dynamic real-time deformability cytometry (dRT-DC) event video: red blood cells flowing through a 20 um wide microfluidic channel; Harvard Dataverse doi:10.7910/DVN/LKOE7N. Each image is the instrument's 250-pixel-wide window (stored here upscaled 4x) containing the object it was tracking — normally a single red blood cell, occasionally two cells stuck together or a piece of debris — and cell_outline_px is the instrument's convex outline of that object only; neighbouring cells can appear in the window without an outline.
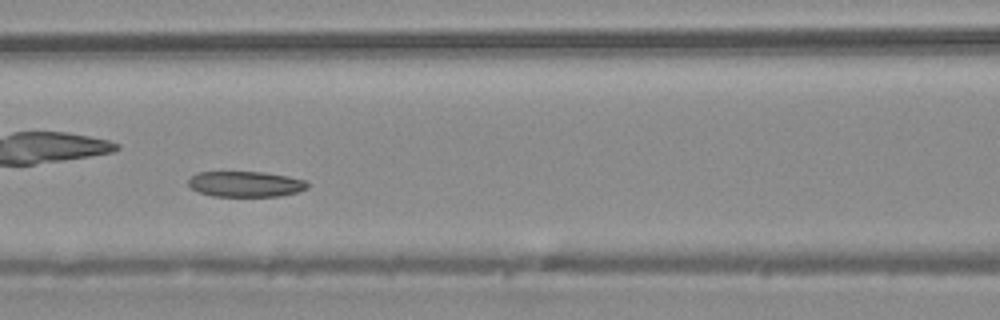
{"species": "common noctule bat (a hibernating species)", "species_latin": "Nyctalus noctula", "temperature_condition": "warm", "stored_images_in_passage": 49, "camera_frame_rate_fps": 3000, "um_per_image_px": 0.085, "animal": {"sex": "male", "body_mass_g": 20.4}, "frame": {"image": 1, "passage_image": 22, "time_ms": 7.0, "image_size_px": [1000, 320], "cell_outline_px": [[308, 188], [296, 192], [280, 196], [212, 196], [200, 192], [192, 188], [188, 184], [188, 180], [196, 172], [264, 172], [288, 176], [308, 180]], "centroid_in_image_um": [20.9, 15.64], "position_along_channel_um": 145.7, "area_um2": 17.8}}
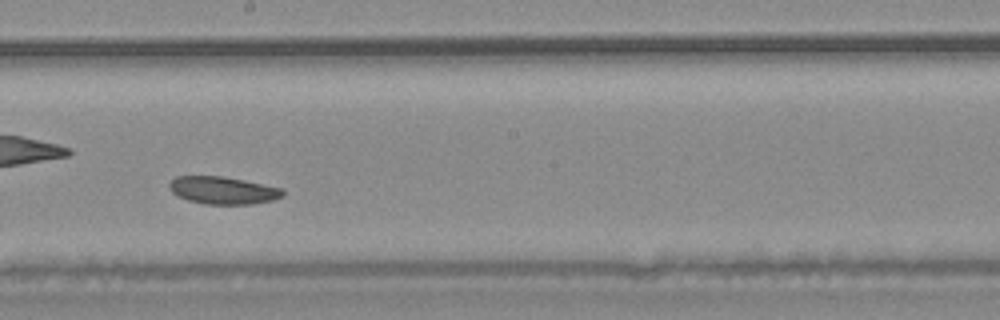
{"frame": {"image": 2, "passage_image": 28, "time_ms": 9.0, "image_size_px": [1000, 320], "cell_outline_px": [[284, 196], [272, 200], [252, 204], [204, 204], [188, 200], [172, 192], [168, 184], [176, 176], [224, 176], [284, 188]], "centroid_in_image_um": [18.99, 16.17], "position_along_channel_um": 229.2, "area_um2": 18.21}}